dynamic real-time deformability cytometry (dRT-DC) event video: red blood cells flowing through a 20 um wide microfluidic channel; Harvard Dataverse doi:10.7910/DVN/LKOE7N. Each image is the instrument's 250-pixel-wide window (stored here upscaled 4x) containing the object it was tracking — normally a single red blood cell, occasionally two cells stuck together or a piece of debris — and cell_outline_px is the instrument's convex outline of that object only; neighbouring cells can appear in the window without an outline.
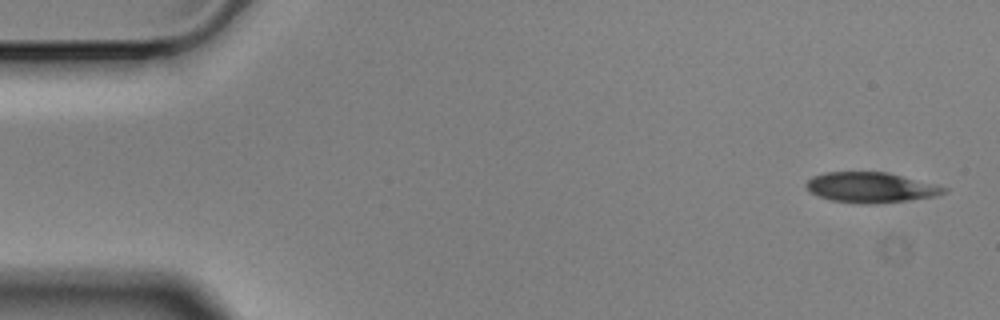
{"species": "Egyptian fruit bat (a non-hibernating species)", "species_latin": "Rousettus aegyptiacus", "temperature_condition": "cold", "stored_images_in_passage": 5, "camera_frame_rate_fps": 3000, "um_per_image_px": 0.085, "animal": {"sex": "male"}, "frame": {"image": 1, "passage_image": 1, "time_ms": 0.0, "image_size_px": [1000, 320], "cell_outline_px": [[948, 192], [936, 196], [908, 200], [872, 204], [860, 204], [832, 200], [808, 192], [804, 184], [812, 176], [824, 172], [888, 172], [936, 184], [948, 188]], "centroid_in_image_um": [74.01, 15.93], "position_along_channel_um": 11.0, "area_um2": 24.51}}
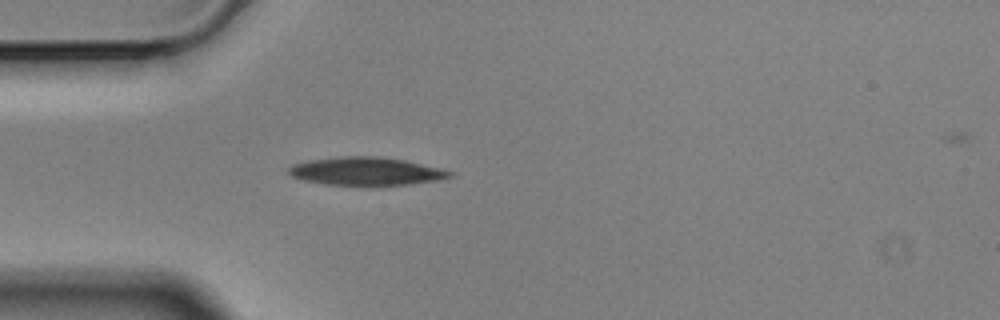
{"frame": {"image": 2, "passage_image": 5, "time_ms": 1.333, "image_size_px": [1000, 320], "cell_outline_px": [[456, 176], [436, 180], [404, 184], [324, 184], [304, 180], [292, 176], [288, 172], [288, 168], [292, 164], [308, 160], [340, 156], [380, 156], [404, 160], [440, 168], [456, 172]], "centroid_in_image_um": [31.12, 14.53], "position_along_channel_um": 53.9, "area_um2": 26.07}}